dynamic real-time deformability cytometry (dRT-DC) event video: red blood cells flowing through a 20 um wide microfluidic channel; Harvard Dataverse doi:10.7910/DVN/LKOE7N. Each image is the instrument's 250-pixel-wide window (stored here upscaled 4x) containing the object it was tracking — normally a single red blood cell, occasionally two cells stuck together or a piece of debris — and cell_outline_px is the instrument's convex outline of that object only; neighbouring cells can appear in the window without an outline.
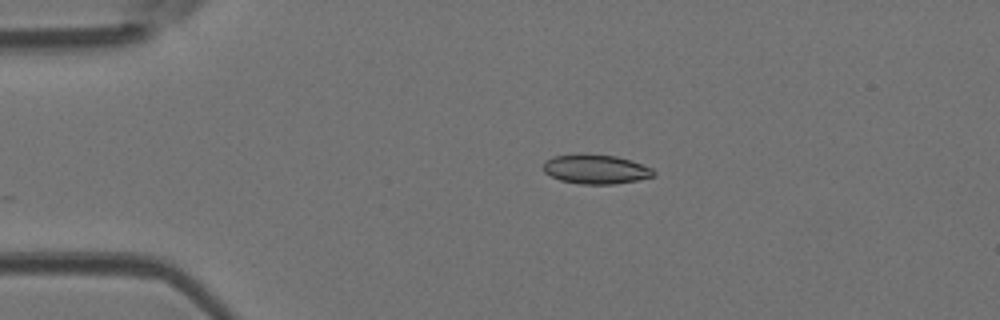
{"species": "Egyptian fruit bat (a non-hibernating species)", "species_latin": "Rousettus aegyptiacus", "temperature_condition": "room temperature", "stored_images_in_passage": 33, "camera_frame_rate_fps": 3000, "um_per_image_px": 0.085, "animal": {"sex": "female"}, "frame": {"image": 1, "passage_image": 1, "time_ms": 0.0, "image_size_px": [1000, 320], "cell_outline_px": [[656, 176], [636, 180], [612, 184], [580, 184], [560, 180], [544, 172], [544, 160], [552, 156], [616, 156], [652, 168], [656, 172]], "centroid_in_image_um": [50.66, 14.42], "position_along_channel_um": 34.3, "area_um2": 18.15}}
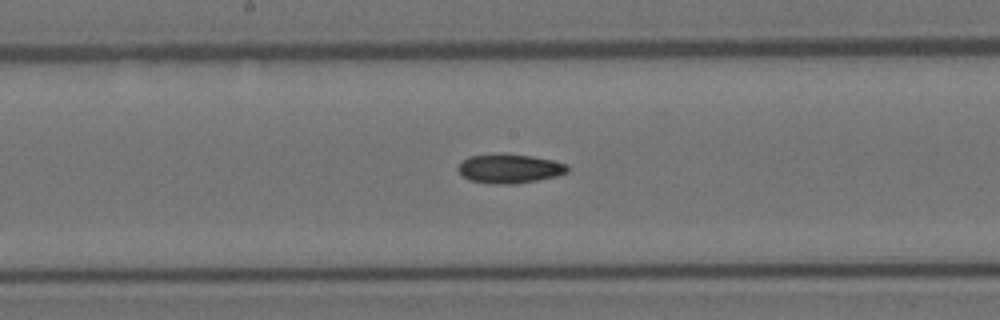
{"frame": {"image": 2, "passage_image": 16, "time_ms": 5.0, "image_size_px": [1000, 320], "cell_outline_px": [[568, 172], [556, 176], [516, 184], [492, 184], [468, 180], [456, 168], [468, 156], [500, 152], [532, 156], [552, 160], [568, 164]], "centroid_in_image_um": [43.3, 14.31], "position_along_channel_um": 204.9, "area_um2": 18.84}}
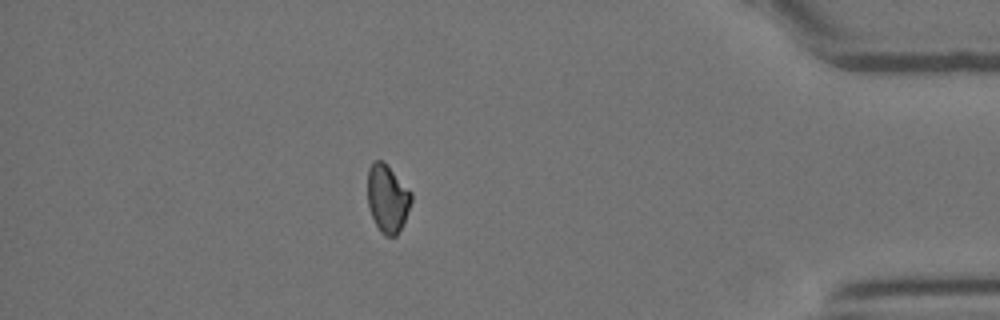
{"frame": {"image": 3, "passage_image": 33, "time_ms": 10.667, "image_size_px": [1000, 320], "cell_outline_px": [[412, 200], [404, 220], [396, 236], [384, 236], [380, 232], [372, 216], [368, 204], [368, 168], [372, 160], [384, 160], [412, 192]], "centroid_in_image_um": [32.93, 16.82], "position_along_channel_um": 402.3, "area_um2": 17.34}, "authors_computed_cell_mechanics": {"area_um2": 18.496, "velocity_mm_per_s": 4.2283, "shape_relaxation_time_tau1_ms": null, "shape_relaxation_time_tau2_ms": 6.8613, "deformation_change_tau1": null, "deformation_change_tau2": 0.0957}}